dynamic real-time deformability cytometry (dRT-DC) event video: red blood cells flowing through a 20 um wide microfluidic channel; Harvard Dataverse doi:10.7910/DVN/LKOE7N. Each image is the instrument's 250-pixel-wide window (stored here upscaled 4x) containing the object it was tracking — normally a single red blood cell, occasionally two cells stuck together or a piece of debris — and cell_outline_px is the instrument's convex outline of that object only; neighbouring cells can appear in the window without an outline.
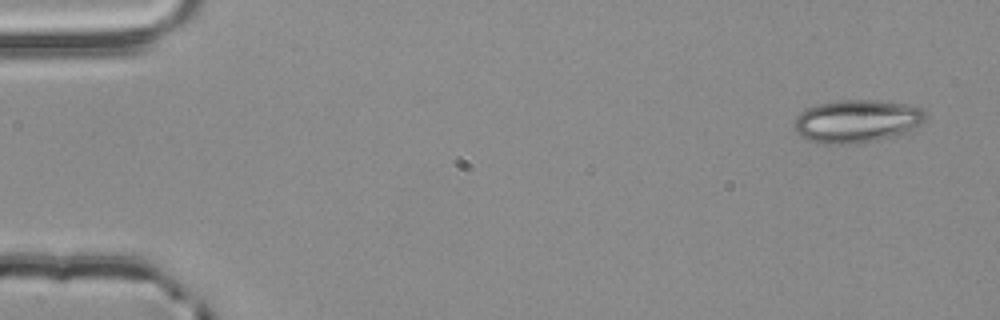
{"species": "common noctule bat (a hibernating species)", "species_latin": "Nyctalus noctula", "temperature_condition": "room temperature", "stored_images_in_passage": 3, "camera_frame_rate_fps": 3000, "um_per_image_px": 0.085, "animal": {"sex": "male", "body_mass_g": 20.4}, "frame": {"image": 1, "passage_image": 1, "time_ms": 0.0, "image_size_px": [1000, 320], "cell_outline_px": [[928, 116], [920, 124], [904, 132], [876, 140], [852, 144], [820, 144], [808, 140], [800, 136], [792, 124], [796, 116], [800, 112], [816, 104], [836, 100], [876, 100], [916, 104], [924, 108]], "centroid_in_image_um": [72.83, 10.27], "position_along_channel_um": 12.2, "area_um2": 33.23}}